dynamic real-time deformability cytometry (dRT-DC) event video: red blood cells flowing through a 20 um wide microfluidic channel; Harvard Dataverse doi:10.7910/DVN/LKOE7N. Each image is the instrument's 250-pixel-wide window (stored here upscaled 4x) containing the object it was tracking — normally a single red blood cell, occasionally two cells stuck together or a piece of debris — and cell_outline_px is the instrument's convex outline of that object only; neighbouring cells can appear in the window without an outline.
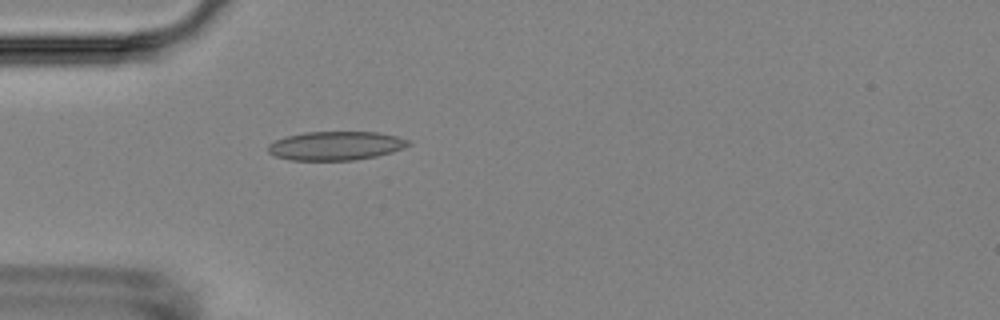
{"species": "Egyptian fruit bat (a non-hibernating species)", "species_latin": "Rousettus aegyptiacus", "temperature_condition": "room temperature", "stored_images_in_passage": 4, "camera_frame_rate_fps": 3000, "um_per_image_px": 0.085, "animal": {"sex": "female"}, "frame": {"image": 1, "passage_image": 4, "time_ms": 3.333, "image_size_px": [1000, 320], "cell_outline_px": [[412, 144], [404, 148], [392, 152], [376, 156], [352, 160], [292, 160], [276, 156], [268, 152], [268, 144], [276, 140], [288, 136], [304, 132], [376, 132], [396, 136], [408, 140]], "centroid_in_image_um": [28.55, 12.39], "position_along_channel_um": 56.4, "area_um2": 23.41}}